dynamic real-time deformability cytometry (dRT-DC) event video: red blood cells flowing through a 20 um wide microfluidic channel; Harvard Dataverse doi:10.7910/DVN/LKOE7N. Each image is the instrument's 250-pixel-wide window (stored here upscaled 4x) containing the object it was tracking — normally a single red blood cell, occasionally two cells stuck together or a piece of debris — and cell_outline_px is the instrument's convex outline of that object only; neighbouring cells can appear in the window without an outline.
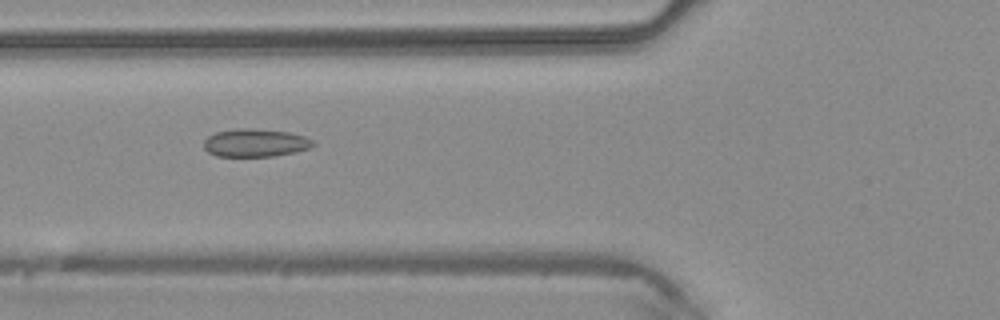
{"species": "common noctule bat (a hibernating species)", "species_latin": "Nyctalus noctula", "temperature_condition": "warm", "stored_images_in_passage": 37, "camera_frame_rate_fps": 3000, "um_per_image_px": 0.085, "animal": {"sex": "male", "body_mass_g": 20.4}, "frame": {"image": 1, "passage_image": 9, "time_ms": 2.667, "image_size_px": [1000, 320], "cell_outline_px": [[316, 144], [308, 148], [296, 152], [272, 156], [216, 156], [208, 152], [204, 148], [204, 140], [208, 136], [216, 132], [236, 128], [252, 128], [288, 132], [304, 136], [312, 140]], "centroid_in_image_um": [21.68, 12.13], "position_along_channel_um": 104.1, "area_um2": 17.8}}
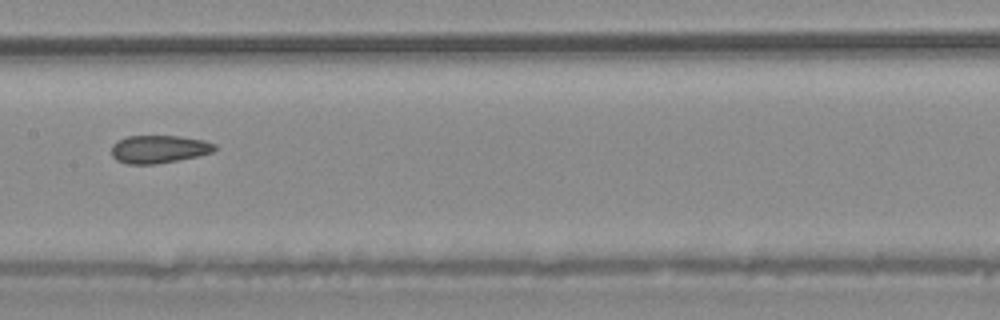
{"frame": {"image": 2, "passage_image": 15, "time_ms": 4.667, "image_size_px": [1000, 320], "cell_outline_px": [[216, 148], [212, 152], [196, 156], [156, 164], [128, 164], [116, 160], [112, 156], [112, 144], [116, 140], [128, 136], [180, 136], [204, 140], [216, 144]], "centroid_in_image_um": [13.48, 12.67], "position_along_channel_um": 193.9, "area_um2": 16.76}}
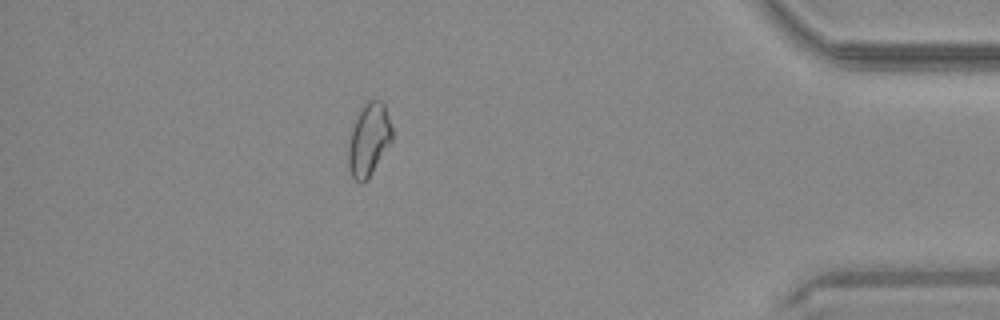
{"frame": {"image": 3, "passage_image": 32, "time_ms": 10.333, "image_size_px": [1000, 320], "cell_outline_px": [[392, 140], [372, 172], [360, 184], [352, 176], [348, 164], [348, 144], [352, 128], [364, 104], [368, 100], [380, 100], [384, 104], [392, 128]], "centroid_in_image_um": [31.35, 11.86], "position_along_channel_um": 403.9, "area_um2": 18.03}}